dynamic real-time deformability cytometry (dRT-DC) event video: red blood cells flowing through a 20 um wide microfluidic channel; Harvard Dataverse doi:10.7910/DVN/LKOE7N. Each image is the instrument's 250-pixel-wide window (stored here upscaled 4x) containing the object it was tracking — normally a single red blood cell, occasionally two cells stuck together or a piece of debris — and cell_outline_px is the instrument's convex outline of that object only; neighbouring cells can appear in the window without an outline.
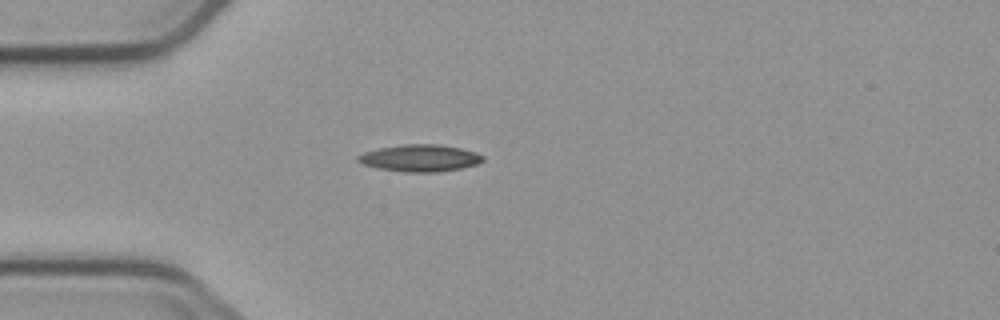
{"species": "common noctule bat (a hibernating species)", "species_latin": "Nyctalus noctula", "temperature_condition": "cold", "stored_images_in_passage": 1, "camera_frame_rate_fps": 3000, "um_per_image_px": 0.085, "animal": {"sex": "male", "body_mass_g": 23.1, "forearm_length_mm": 52.7}, "frame": {"image": 1, "passage_image": 1, "time_ms": 0.0, "image_size_px": [1000, 320], "cell_outline_px": [[484, 160], [476, 164], [460, 168], [436, 172], [404, 172], [380, 168], [364, 164], [356, 160], [356, 156], [364, 152], [380, 148], [400, 144], [440, 144], [460, 148], [476, 152], [484, 156]], "centroid_in_image_um": [35.7, 13.42], "position_along_channel_um": 49.3, "area_um2": 19.54}}